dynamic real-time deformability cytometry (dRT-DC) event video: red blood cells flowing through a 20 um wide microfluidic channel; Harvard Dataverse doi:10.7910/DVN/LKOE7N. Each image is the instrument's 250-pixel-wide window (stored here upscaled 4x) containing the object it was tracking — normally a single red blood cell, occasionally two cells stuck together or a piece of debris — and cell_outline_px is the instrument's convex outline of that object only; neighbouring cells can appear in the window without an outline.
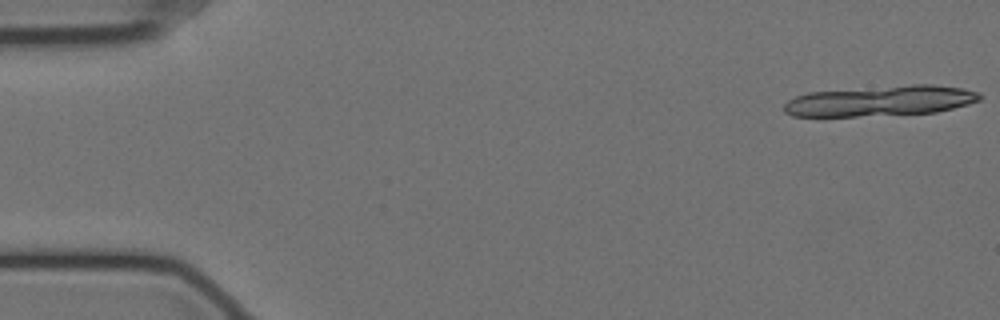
{"species": "Egyptian fruit bat (a non-hibernating species)", "species_latin": "Rousettus aegyptiacus", "temperature_condition": "cold", "stored_images_in_passage": 25, "segment_of_instrument_passage": [1, 2], "camera_frame_rate_fps": 3000, "um_per_image_px": 0.085, "animal": {"sex": "female"}, "frame": {"image": 1, "passage_image": 1, "time_ms": 0.0, "image_size_px": [1000, 320], "cell_outline_px": [[984, 96], [980, 100], [968, 104], [936, 112], [856, 116], [792, 116], [784, 112], [784, 104], [788, 100], [796, 96], [808, 92], [912, 84], [932, 84], [964, 88], [980, 92]], "centroid_in_image_um": [74.87, 8.56], "position_along_channel_um": 10.1, "area_um2": 34.74}}